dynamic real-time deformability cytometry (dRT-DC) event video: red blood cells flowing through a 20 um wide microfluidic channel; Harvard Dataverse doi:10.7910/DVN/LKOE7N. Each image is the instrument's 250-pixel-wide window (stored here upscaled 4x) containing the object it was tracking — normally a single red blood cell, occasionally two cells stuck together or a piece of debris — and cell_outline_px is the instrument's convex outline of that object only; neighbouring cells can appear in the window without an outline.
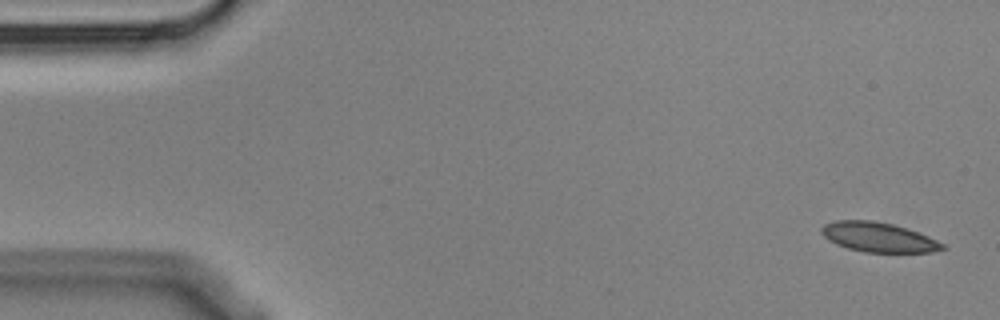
{"species": "Egyptian fruit bat (a non-hibernating species)", "species_latin": "Rousettus aegyptiacus", "temperature_condition": "cold", "stored_images_in_passage": 5, "camera_frame_rate_fps": 3000, "um_per_image_px": 0.085, "animal": {"sex": "male"}, "frame": {"image": 1, "passage_image": 1, "time_ms": 0.0, "image_size_px": [1000, 320], "cell_outline_px": [[948, 248], [932, 252], [864, 252], [848, 248], [836, 244], [828, 240], [820, 232], [820, 228], [824, 224], [836, 220], [872, 220], [892, 224], [928, 236], [944, 244]], "centroid_in_image_um": [74.64, 20.16], "position_along_channel_um": 10.4, "area_um2": 20.81}}
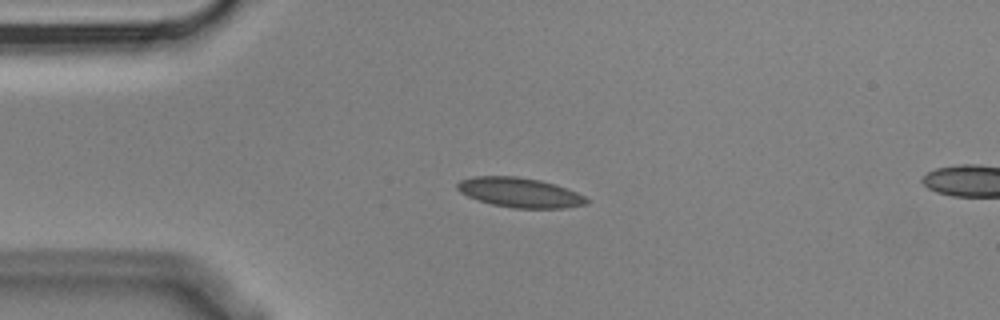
{"frame": {"image": 2, "passage_image": 4, "time_ms": 1.0, "image_size_px": [1000, 320], "cell_outline_px": [[588, 204], [564, 208], [512, 208], [492, 204], [468, 196], [460, 192], [456, 188], [456, 184], [460, 180], [472, 176], [516, 176], [540, 180], [556, 184], [576, 192], [584, 196], [588, 200]], "centroid_in_image_um": [44.17, 16.36], "position_along_channel_um": 40.8, "area_um2": 22.37}}